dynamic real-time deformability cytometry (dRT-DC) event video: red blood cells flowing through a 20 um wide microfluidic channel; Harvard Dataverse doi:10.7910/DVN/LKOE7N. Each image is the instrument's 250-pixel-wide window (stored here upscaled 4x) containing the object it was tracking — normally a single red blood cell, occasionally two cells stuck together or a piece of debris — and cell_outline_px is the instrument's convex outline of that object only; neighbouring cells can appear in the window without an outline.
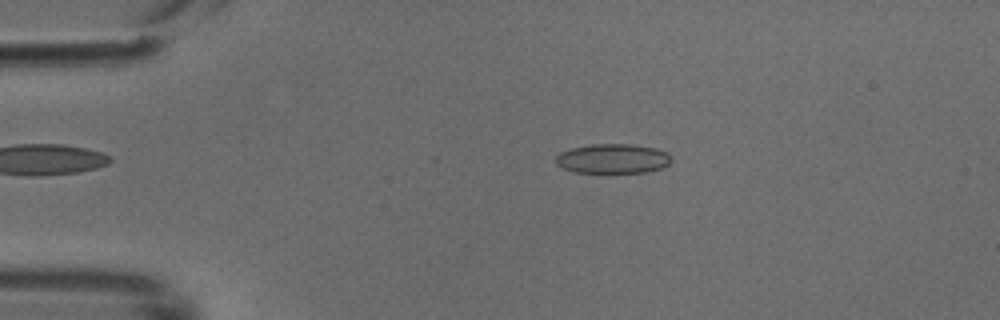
{"species": "common noctule bat (a hibernating species)", "species_latin": "Nyctalus noctula", "temperature_condition": "cold", "stored_images_in_passage": 48, "camera_frame_rate_fps": 3000, "um_per_image_px": 0.085, "animal": {"sex": "male", "body_mass_g": 18.8}, "frame": {"image": 1, "passage_image": 9, "time_ms": 2.667, "image_size_px": [1000, 320], "cell_outline_px": [[672, 160], [668, 164], [660, 168], [644, 172], [576, 172], [564, 168], [556, 164], [556, 156], [560, 152], [572, 148], [592, 144], [632, 144], [656, 148], [668, 152]], "centroid_in_image_um": [52.1, 13.47], "position_along_channel_um": 32.9, "area_um2": 19.77}}
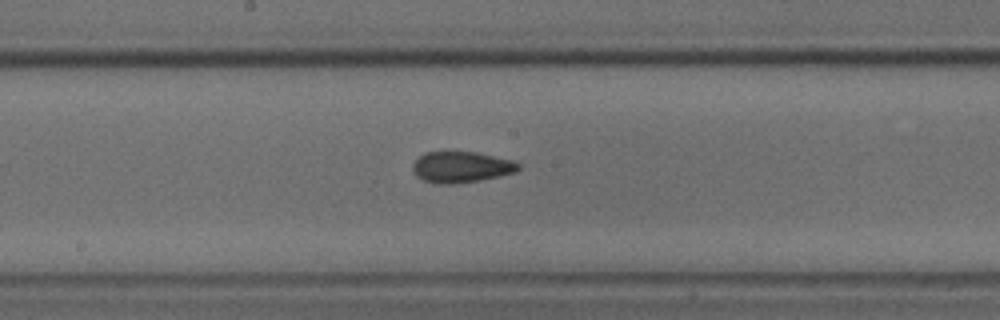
{"frame": {"image": 2, "passage_image": 25, "time_ms": 8.0, "image_size_px": [1000, 320], "cell_outline_px": [[520, 168], [516, 172], [500, 176], [480, 180], [456, 184], [436, 184], [424, 180], [416, 176], [412, 172], [412, 164], [424, 152], [476, 152], [512, 160], [520, 164]], "centroid_in_image_um": [39.19, 14.21], "position_along_channel_um": 209.0, "area_um2": 19.25}}
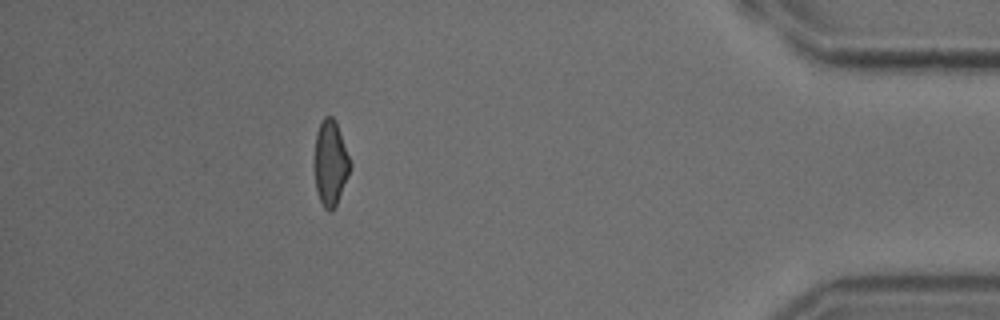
{"frame": {"image": 3, "passage_image": 43, "time_ms": 14.0, "image_size_px": [1000, 320], "cell_outline_px": [[352, 168], [336, 204], [332, 212], [328, 212], [324, 208], [320, 200], [316, 188], [312, 164], [316, 132], [324, 116], [332, 116], [336, 120], [352, 164]], "centroid_in_image_um": [28.07, 13.84], "position_along_channel_um": 407.1, "area_um2": 18.32}}